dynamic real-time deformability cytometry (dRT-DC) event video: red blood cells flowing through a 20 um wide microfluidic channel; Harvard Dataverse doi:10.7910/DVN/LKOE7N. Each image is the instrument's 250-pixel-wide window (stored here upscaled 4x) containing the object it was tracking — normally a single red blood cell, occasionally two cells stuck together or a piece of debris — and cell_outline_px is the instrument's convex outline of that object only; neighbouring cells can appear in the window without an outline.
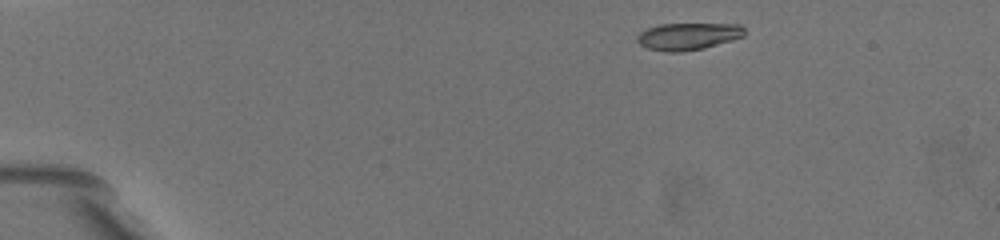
{"species": "common noctule bat (a hibernating species)", "species_latin": "Nyctalus noctula", "temperature_condition": "warm", "stored_images_in_passage": 39, "camera_frame_rate_fps": 3000, "um_per_image_px": 0.085, "animal": {"sex": "female", "body_mass_g": 19.5, "forearm_length_mm": 54.1}, "frame": {"image": 1, "passage_image": 2, "time_ms": 0.333, "image_size_px": [1000, 240], "cell_outline_px": [[744, 36], [732, 40], [704, 48], [680, 52], [664, 52], [648, 48], [640, 44], [636, 40], [636, 36], [640, 32], [648, 28], [660, 24], [740, 24], [744, 28]], "centroid_in_image_um": [58.47, 3.09], "position_along_channel_um": 26.5, "area_um2": 16.94}}
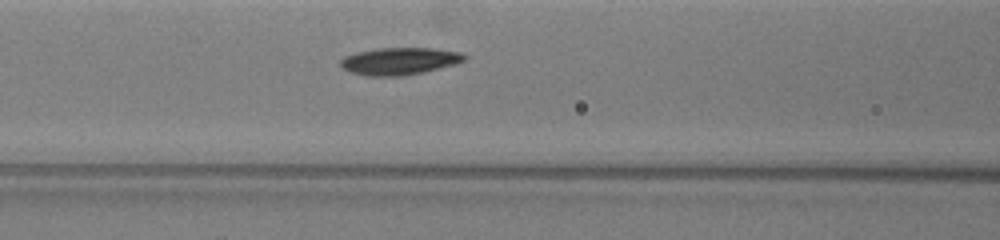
{"frame": {"image": 2, "passage_image": 15, "time_ms": 6.0, "image_size_px": [1000, 240], "cell_outline_px": [[468, 56], [464, 60], [452, 64], [424, 72], [404, 76], [364, 76], [352, 72], [344, 68], [340, 64], [340, 60], [344, 56], [356, 52], [380, 48], [432, 48], [460, 52]], "centroid_in_image_um": [33.93, 5.19], "position_along_channel_um": 132.7, "area_um2": 19.54}}
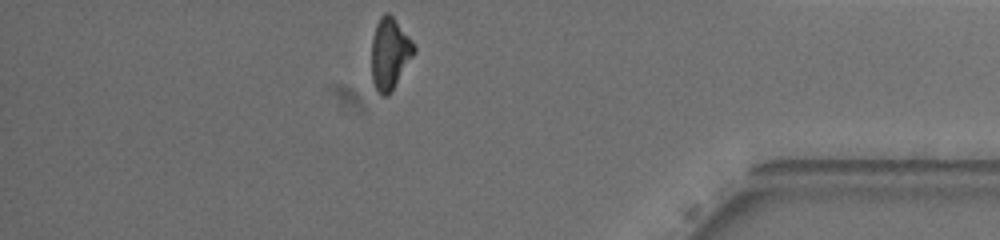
{"frame": {"image": 3, "passage_image": 35, "time_ms": 14.333, "image_size_px": [1000, 240], "cell_outline_px": [[416, 52], [388, 96], [380, 96], [376, 92], [372, 80], [372, 36], [376, 24], [380, 16], [384, 12], [388, 12], [392, 16], [412, 40], [416, 48]], "centroid_in_image_um": [33.12, 4.57], "position_along_channel_um": 402.1, "area_um2": 17.8}, "authors_computed_cell_mechanics": {"area_um2": 18.496, "velocity_mm_per_s": 3.5841, "shape_relaxation_time_tau1_ms": 10.7013, "shape_relaxation_time_tau2_ms": 2.5264, "deformation_change_tau1": 0.2682, "deformation_change_tau2": 0.0998}}